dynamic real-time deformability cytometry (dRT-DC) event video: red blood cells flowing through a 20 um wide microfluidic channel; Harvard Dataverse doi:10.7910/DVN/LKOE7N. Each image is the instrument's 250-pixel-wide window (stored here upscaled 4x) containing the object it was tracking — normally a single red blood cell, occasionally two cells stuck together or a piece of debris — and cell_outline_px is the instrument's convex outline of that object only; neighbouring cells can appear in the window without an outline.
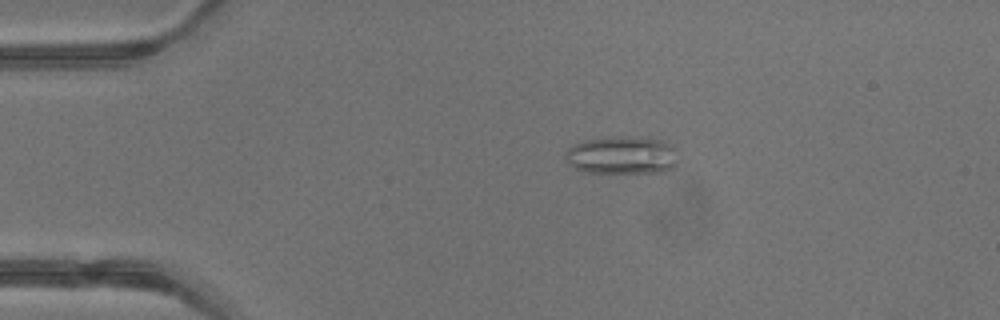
{"species": "common noctule bat (a hibernating species)", "species_latin": "Nyctalus noctula", "temperature_condition": "warm", "stored_images_in_passage": 42, "camera_frame_rate_fps": 3000, "um_per_image_px": 0.085, "animal": {"sex": "male", "body_mass_g": 13.3}, "frame": {"image": 1, "passage_image": 9, "time_ms": 2.667, "image_size_px": [1000, 320], "cell_outline_px": [[676, 164], [672, 168], [664, 172], [584, 172], [576, 168], [564, 156], [564, 152], [568, 148], [584, 140], [620, 136], [660, 140], [672, 144], [676, 148]], "centroid_in_image_um": [52.89, 13.19], "position_along_channel_um": 32.1, "area_um2": 24.62}}
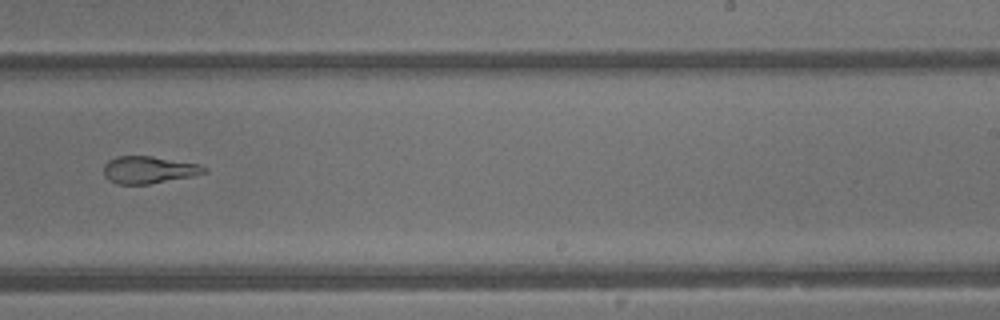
{"frame": {"image": 2, "passage_image": 27, "time_ms": 8.667, "image_size_px": [1000, 320], "cell_outline_px": [[208, 172], [192, 176], [148, 184], [116, 184], [108, 180], [104, 176], [104, 164], [108, 160], [116, 156], [152, 156], [200, 164], [208, 168]], "centroid_in_image_um": [12.64, 14.43], "position_along_channel_um": 276.4, "area_um2": 16.07}}
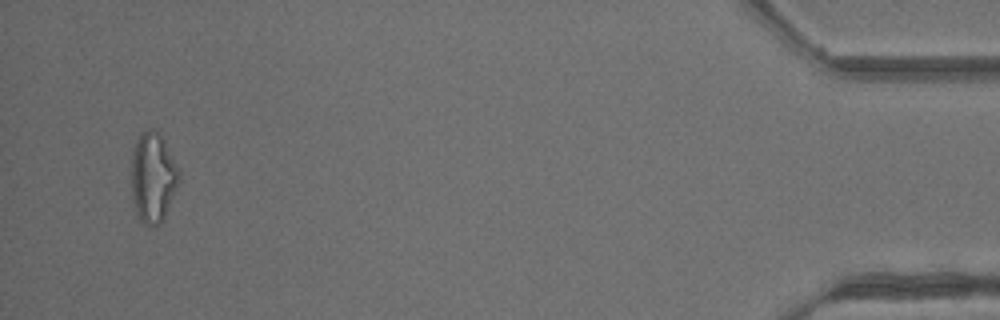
{"frame": {"image": 3, "passage_image": 41, "time_ms": 13.333, "image_size_px": [1000, 320], "cell_outline_px": [[180, 180], [164, 220], [160, 224], [148, 228], [140, 220], [132, 208], [132, 148], [140, 132], [144, 128], [156, 128], [160, 132], [180, 172]], "centroid_in_image_um": [12.99, 15.09], "position_along_channel_um": 422.2, "area_um2": 25.78}, "authors_computed_cell_mechanics": {"area_um2": 19.9121, "velocity_mm_per_s": 4.9157, "shape_relaxation_time_tau1_ms": null, "shape_relaxation_time_tau2_ms": 1.8481, "deformation_change_tau1": null, "deformation_change_tau2": 0.0977}}